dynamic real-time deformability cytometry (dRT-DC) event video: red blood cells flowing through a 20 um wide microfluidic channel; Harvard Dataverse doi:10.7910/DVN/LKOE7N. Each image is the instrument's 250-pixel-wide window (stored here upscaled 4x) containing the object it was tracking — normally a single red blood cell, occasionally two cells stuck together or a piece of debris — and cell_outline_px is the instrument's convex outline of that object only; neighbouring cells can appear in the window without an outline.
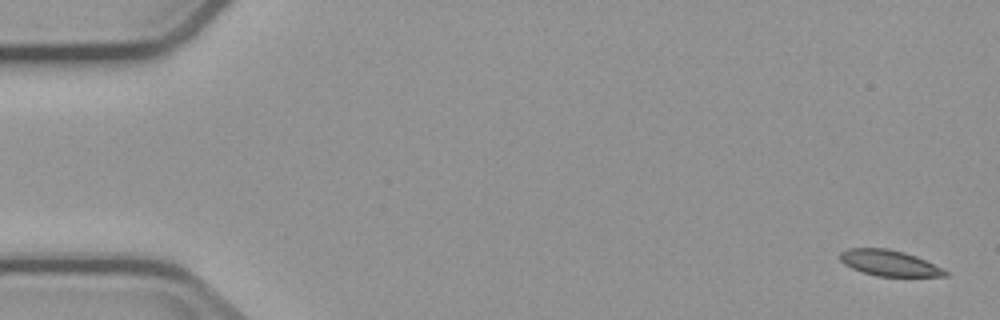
{"species": "common noctule bat (a hibernating species)", "species_latin": "Nyctalus noctula", "temperature_condition": "cold", "stored_images_in_passage": 6, "camera_frame_rate_fps": 3000, "um_per_image_px": 0.085, "animal": {"sex": "male", "body_mass_g": 23.1, "forearm_length_mm": 52.7}, "frame": {"image": 1, "passage_image": 1, "time_ms": 0.0, "image_size_px": [1000, 320], "cell_outline_px": [[948, 276], [876, 276], [852, 268], [844, 264], [840, 260], [840, 252], [848, 248], [888, 248], [904, 252], [916, 256], [948, 272]], "centroid_in_image_um": [75.54, 22.35], "position_along_channel_um": 9.5, "area_um2": 15.61}}
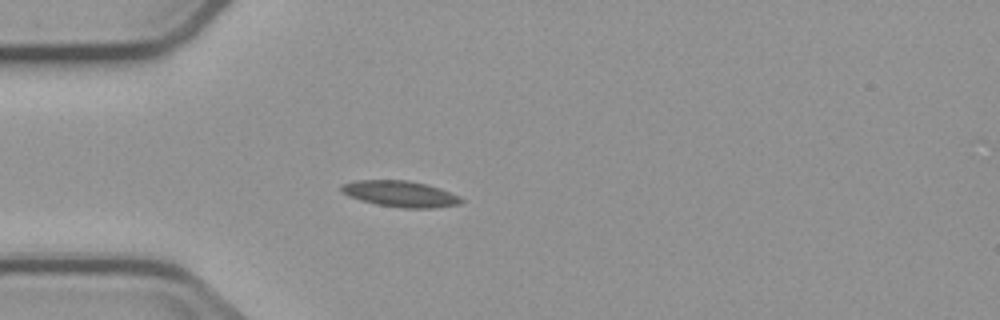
{"frame": {"image": 2, "passage_image": 5, "time_ms": 4.667, "image_size_px": [1000, 320], "cell_outline_px": [[464, 200], [460, 204], [432, 208], [404, 208], [376, 204], [360, 200], [348, 196], [340, 188], [340, 184], [356, 180], [408, 180], [428, 184], [440, 188], [460, 196]], "centroid_in_image_um": [34.03, 16.47], "position_along_channel_um": 51.0, "area_um2": 18.32}}